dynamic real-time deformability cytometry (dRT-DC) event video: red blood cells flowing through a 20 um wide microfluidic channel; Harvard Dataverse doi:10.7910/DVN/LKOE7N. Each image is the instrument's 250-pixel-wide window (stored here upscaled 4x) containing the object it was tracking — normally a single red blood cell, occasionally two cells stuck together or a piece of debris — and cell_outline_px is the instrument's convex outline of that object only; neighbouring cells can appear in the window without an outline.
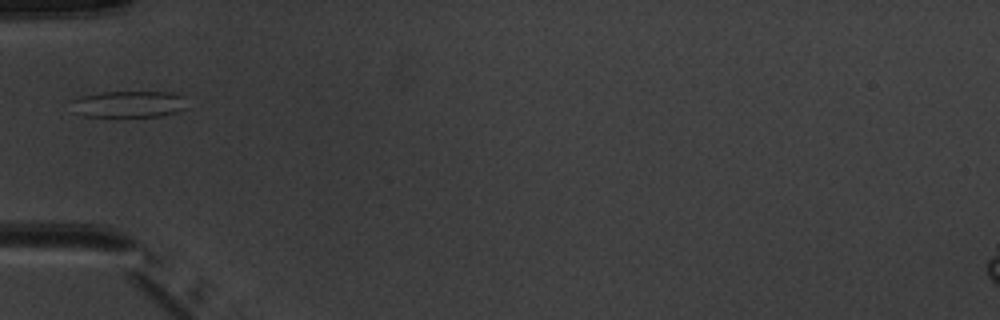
{"species": "common noctule bat (a hibernating species)", "species_latin": "Nyctalus noctula", "temperature_condition": "warm", "stored_images_in_passage": 4, "camera_frame_rate_fps": 3000, "um_per_image_px": 0.085, "animal": {"sex": "male", "body_mass_g": 20.1, "forearm_length_mm": 53.5}, "frame": {"image": 1, "passage_image": 4, "time_ms": 4.333, "image_size_px": [1000, 320], "cell_outline_px": [[188, 108], [176, 112], [160, 116], [84, 116], [76, 112], [72, 100], [80, 96], [104, 92], [172, 92], [188, 96]], "centroid_in_image_um": [11.08, 8.84], "position_along_channel_um": 73.9, "area_um2": 18.03}}